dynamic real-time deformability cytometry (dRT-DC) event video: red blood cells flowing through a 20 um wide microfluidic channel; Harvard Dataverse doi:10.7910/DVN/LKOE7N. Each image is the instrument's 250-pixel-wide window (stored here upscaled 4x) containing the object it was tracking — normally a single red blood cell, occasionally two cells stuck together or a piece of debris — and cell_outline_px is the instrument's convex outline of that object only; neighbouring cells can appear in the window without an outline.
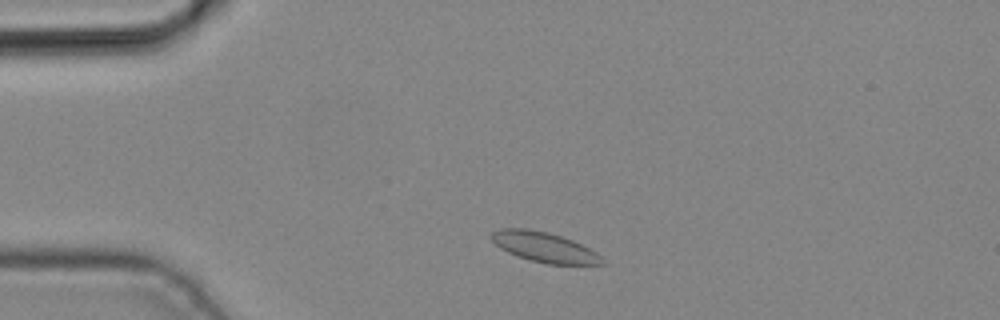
{"species": "common noctule bat (a hibernating species)", "species_latin": "Nyctalus noctula", "temperature_condition": "cold", "stored_images_in_passage": 4, "camera_frame_rate_fps": 3000, "um_per_image_px": 0.085, "animal": {"sex": "male", "body_mass_g": 19.2, "forearm_length_mm": 51.8}, "frame": {"image": 1, "passage_image": 2, "time_ms": 0.333, "image_size_px": [1000, 320], "cell_outline_px": [[604, 264], [548, 264], [532, 260], [508, 252], [500, 248], [488, 236], [492, 232], [500, 228], [528, 228], [548, 232], [572, 240], [596, 252], [604, 260]], "centroid_in_image_um": [46.23, 20.99], "position_along_channel_um": 38.8, "area_um2": 19.13}}
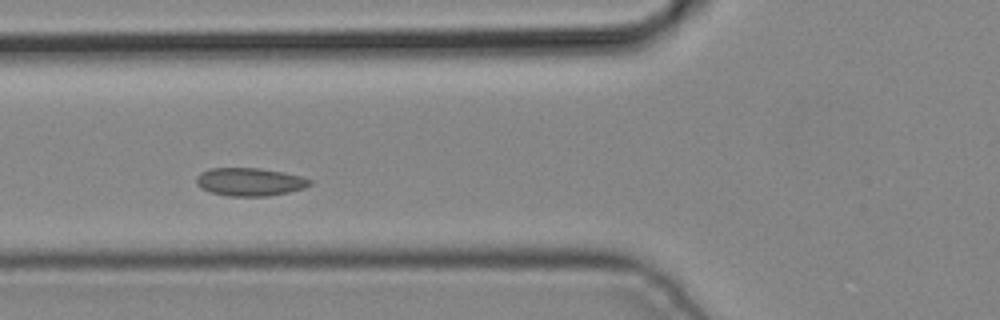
{"frame": {"image": 2, "passage_image": 4, "time_ms": 1.0, "image_size_px": [1000, 320], "cell_outline_px": [[312, 184], [304, 188], [288, 192], [268, 196], [228, 196], [208, 192], [200, 188], [196, 184], [196, 176], [200, 172], [208, 168], [260, 168], [284, 172], [300, 176], [312, 180]], "centroid_in_image_um": [21.19, 15.45], "position_along_channel_um": 104.6, "area_um2": 18.79}}